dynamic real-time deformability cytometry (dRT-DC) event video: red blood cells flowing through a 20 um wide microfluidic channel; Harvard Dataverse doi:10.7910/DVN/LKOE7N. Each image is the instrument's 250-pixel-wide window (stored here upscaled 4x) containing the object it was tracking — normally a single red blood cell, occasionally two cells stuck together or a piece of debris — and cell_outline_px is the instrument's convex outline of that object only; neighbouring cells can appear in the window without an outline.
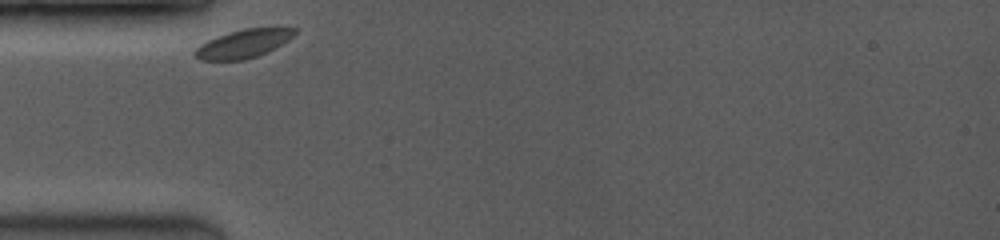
{"species": "common noctule bat (a hibernating species)", "species_latin": "Nyctalus noctula", "temperature_condition": "room temperature", "stored_images_in_passage": 34, "camera_frame_rate_fps": 3500, "um_per_image_px": 0.085, "animal": {"sex": "female", "body_mass_g": 19.0, "forearm_length_mm": 53.3}, "frame": {"image": 1, "passage_image": 1, "time_ms": 0.0, "image_size_px": [1000, 240], "cell_outline_px": [[296, 32], [288, 40], [268, 52], [244, 60], [200, 60], [192, 56], [192, 52], [200, 44], [216, 36], [228, 32], [244, 28], [296, 28]], "centroid_in_image_um": [20.62, 3.72], "position_along_channel_um": 64.4, "area_um2": 16.53}}
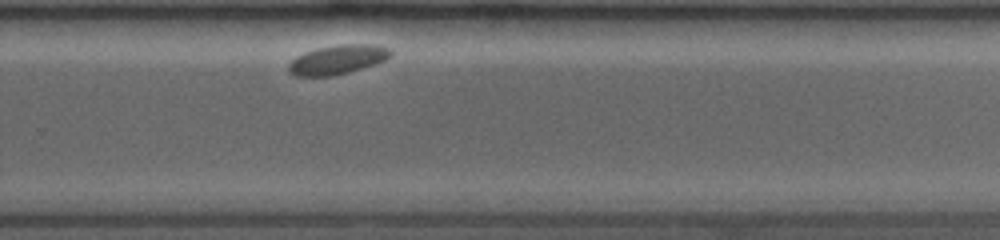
{"frame": {"image": 2, "passage_image": 25, "time_ms": 6.857, "image_size_px": [1000, 240], "cell_outline_px": [[392, 56], [376, 64], [348, 72], [332, 76], [296, 76], [288, 72], [288, 64], [296, 56], [304, 52], [336, 44], [380, 44], [392, 48]], "centroid_in_image_um": [28.74, 5.05], "position_along_channel_um": 301.1, "area_um2": 17.63}}
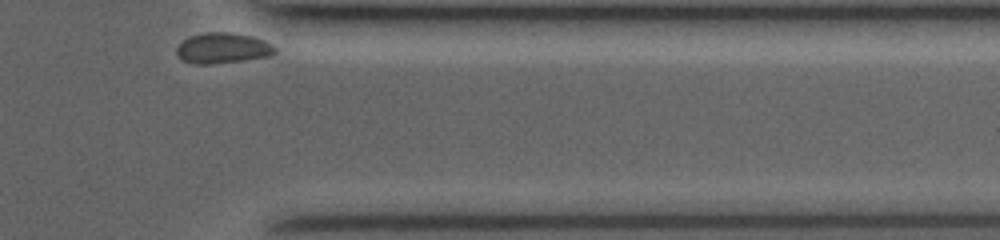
{"frame": {"image": 3, "passage_image": 34, "time_ms": 9.429, "image_size_px": [1000, 240], "cell_outline_px": [[276, 52], [268, 56], [244, 60], [208, 64], [192, 64], [180, 60], [176, 52], [176, 48], [188, 36], [204, 32], [232, 32], [252, 36], [264, 40], [272, 44], [276, 48]], "centroid_in_image_um": [18.9, 4.08], "position_along_channel_um": 392.5, "area_um2": 17.69}}